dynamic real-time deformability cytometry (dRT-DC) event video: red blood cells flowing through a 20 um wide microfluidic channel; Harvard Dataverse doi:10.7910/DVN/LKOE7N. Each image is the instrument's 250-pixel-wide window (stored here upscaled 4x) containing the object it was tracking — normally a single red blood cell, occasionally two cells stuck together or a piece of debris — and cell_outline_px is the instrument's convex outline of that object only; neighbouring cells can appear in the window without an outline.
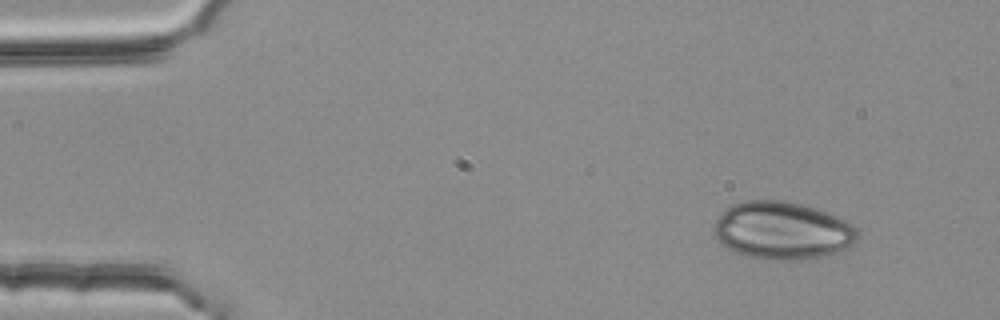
{"species": "common noctule bat (a hibernating species)", "species_latin": "Nyctalus noctula", "temperature_condition": "room temperature", "stored_images_in_passage": 3, "camera_frame_rate_fps": 3000, "um_per_image_px": 0.085, "animal": {"sex": "female", "body_mass_g": 25.1}, "frame": {"image": 1, "passage_image": 1, "time_ms": 0.0, "image_size_px": [1000, 320], "cell_outline_px": [[860, 236], [844, 252], [832, 256], [800, 260], [776, 260], [748, 256], [736, 252], [720, 244], [712, 232], [716, 220], [732, 204], [744, 200], [784, 200], [800, 204], [836, 216], [852, 224], [856, 228]], "centroid_in_image_um": [66.53, 19.62], "position_along_channel_um": 18.5, "area_um2": 48.61}}